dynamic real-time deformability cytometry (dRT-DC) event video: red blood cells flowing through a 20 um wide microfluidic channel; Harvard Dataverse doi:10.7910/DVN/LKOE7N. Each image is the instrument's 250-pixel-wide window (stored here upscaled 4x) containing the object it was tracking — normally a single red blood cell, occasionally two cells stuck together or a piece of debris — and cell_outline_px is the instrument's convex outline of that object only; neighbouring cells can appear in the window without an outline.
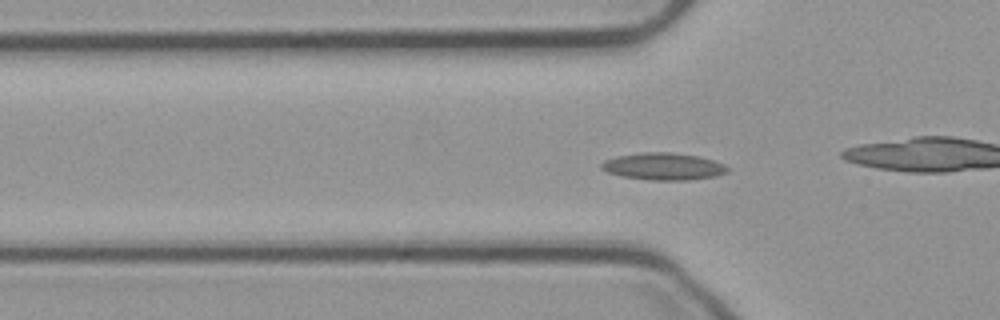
{"species": "common noctule bat (a hibernating species)", "species_latin": "Nyctalus noctula", "temperature_condition": "cold", "stored_images_in_passage": 43, "camera_frame_rate_fps": 3000, "um_per_image_px": 0.085, "animal": {"sex": "male", "body_mass_g": 23.1, "forearm_length_mm": 52.7}, "frame": {"image": 1, "passage_image": 14, "time_ms": 4.333, "image_size_px": [1000, 320], "cell_outline_px": [[728, 172], [716, 176], [688, 180], [652, 180], [624, 176], [608, 172], [600, 168], [600, 164], [604, 160], [620, 156], [644, 152], [672, 152], [696, 156], [712, 160], [724, 164], [728, 168]], "centroid_in_image_um": [56.4, 14.15], "position_along_channel_um": 69.4, "area_um2": 19.65}}
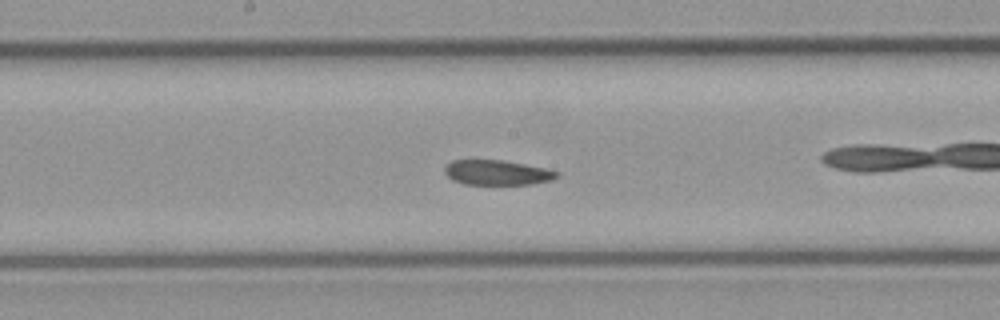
{"frame": {"image": 2, "passage_image": 25, "time_ms": 8.0, "image_size_px": [1000, 320], "cell_outline_px": [[560, 176], [552, 180], [532, 184], [464, 184], [452, 180], [444, 172], [444, 168], [452, 160], [500, 160], [524, 164], [544, 168], [560, 172]], "centroid_in_image_um": [42.27, 14.67], "position_along_channel_um": 205.9, "area_um2": 16.24}}
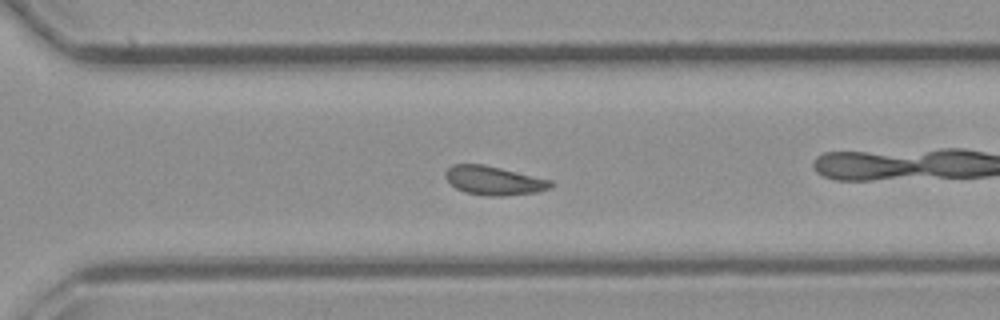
{"frame": {"image": 3, "passage_image": 35, "time_ms": 11.333, "image_size_px": [1000, 320], "cell_outline_px": [[556, 184], [552, 188], [540, 192], [504, 196], [488, 196], [464, 192], [456, 188], [444, 176], [444, 172], [452, 164], [484, 164], [552, 180]], "centroid_in_image_um": [42.03, 15.35], "position_along_channel_um": 328.6, "area_um2": 17.98}, "authors_computed_cell_mechanics": {"area_um2": 17.8602, "velocity_mm_per_s": 3.6913, "shape_relaxation_time_tau1_ms": null, "shape_relaxation_time_tau2_ms": 4.7069, "deformation_change_tau1": null, "deformation_change_tau2": 0.1028}}